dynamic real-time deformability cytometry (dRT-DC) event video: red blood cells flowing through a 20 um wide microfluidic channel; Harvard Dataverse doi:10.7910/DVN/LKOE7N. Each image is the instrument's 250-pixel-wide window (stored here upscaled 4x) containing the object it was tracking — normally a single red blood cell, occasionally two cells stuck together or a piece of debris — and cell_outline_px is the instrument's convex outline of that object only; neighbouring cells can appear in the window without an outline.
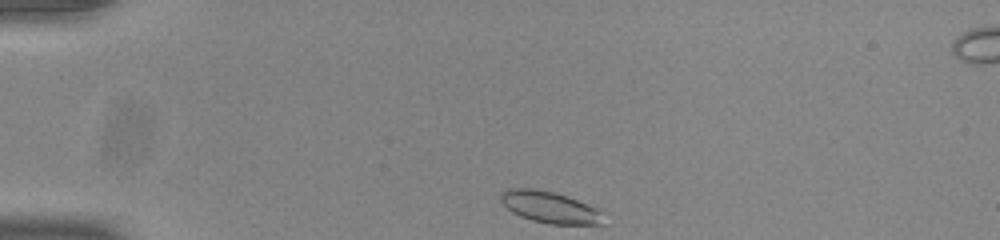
{"species": "common noctule bat (a hibernating species)", "species_latin": "Nyctalus noctula", "temperature_condition": "room temperature", "stored_images_in_passage": 42, "camera_frame_rate_fps": 3000, "um_per_image_px": 0.085, "animal": {"sex": "male", "body_mass_g": 20.0, "forearm_length_mm": 53.3}, "frame": {"image": 1, "passage_image": 1, "time_ms": 0.0, "image_size_px": [1000, 240], "cell_outline_px": [[604, 224], [548, 224], [532, 220], [520, 216], [512, 212], [500, 200], [500, 192], [508, 188], [536, 188], [568, 196], [596, 208], [600, 212]], "centroid_in_image_um": [46.69, 17.6], "position_along_channel_um": 38.3, "area_um2": 18.79}}
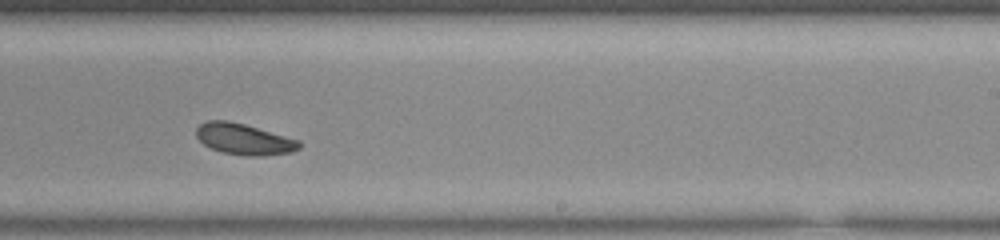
{"frame": {"image": 2, "passage_image": 23, "time_ms": 7.333, "image_size_px": [1000, 240], "cell_outline_px": [[300, 148], [292, 152], [264, 156], [244, 156], [220, 152], [204, 144], [196, 136], [196, 128], [200, 124], [208, 120], [228, 120], [244, 124], [300, 140]], "centroid_in_image_um": [20.74, 11.83], "position_along_channel_um": 268.3, "area_um2": 18.73}}
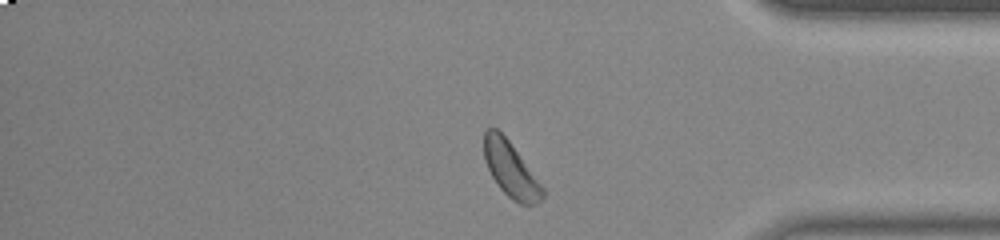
{"frame": {"image": 3, "passage_image": 34, "time_ms": 11.0, "image_size_px": [1000, 240], "cell_outline_px": [[544, 196], [540, 200], [532, 204], [520, 204], [512, 200], [500, 188], [492, 176], [484, 160], [484, 128], [496, 128], [508, 140], [544, 188]], "centroid_in_image_um": [43.38, 14.4], "position_along_channel_um": 391.8, "area_um2": 18.44}, "authors_computed_cell_mechanics": {"area_um2": 18.9006, "velocity_mm_per_s": 3.8171, "shape_relaxation_time_tau1_ms": 4.324, "shape_relaxation_time_tau2_ms": 11.1998, "deformation_change_tau1": 0.0893, "deformation_change_tau2": 0.164}}